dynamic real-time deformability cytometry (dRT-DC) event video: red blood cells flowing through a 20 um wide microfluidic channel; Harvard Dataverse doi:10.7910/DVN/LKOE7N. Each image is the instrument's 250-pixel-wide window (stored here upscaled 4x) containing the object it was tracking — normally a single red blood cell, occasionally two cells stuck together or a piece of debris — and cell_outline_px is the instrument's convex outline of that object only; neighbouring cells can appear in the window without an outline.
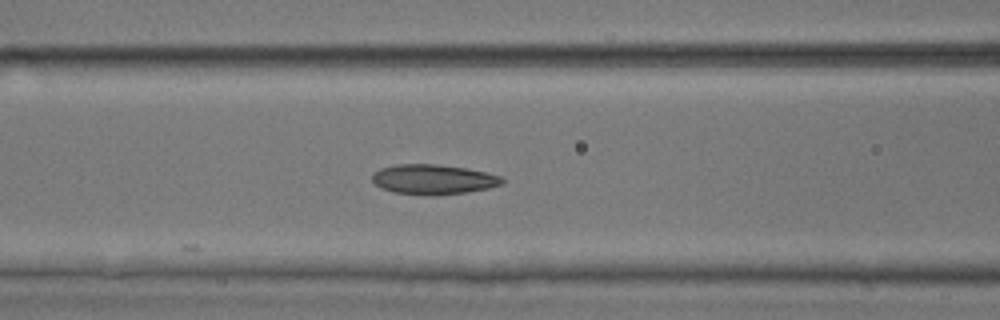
{"species": "common noctule bat (a hibernating species)", "species_latin": "Nyctalus noctula", "temperature_condition": "room temperature", "stored_images_in_passage": 33, "camera_frame_rate_fps": 3000, "um_per_image_px": 0.085, "animal": {"sex": "male", "body_mass_g": 17.9, "forearm_length_mm": 54.2}, "frame": {"image": 1, "passage_image": 22, "time_ms": 7.0, "image_size_px": [1000, 320], "cell_outline_px": [[504, 184], [488, 188], [468, 192], [436, 196], [428, 196], [392, 192], [380, 188], [372, 180], [372, 172], [380, 168], [396, 164], [436, 164], [464, 168], [484, 172], [500, 176], [504, 180]], "centroid_in_image_um": [36.79, 15.26], "position_along_channel_um": 129.8, "area_um2": 22.89}}
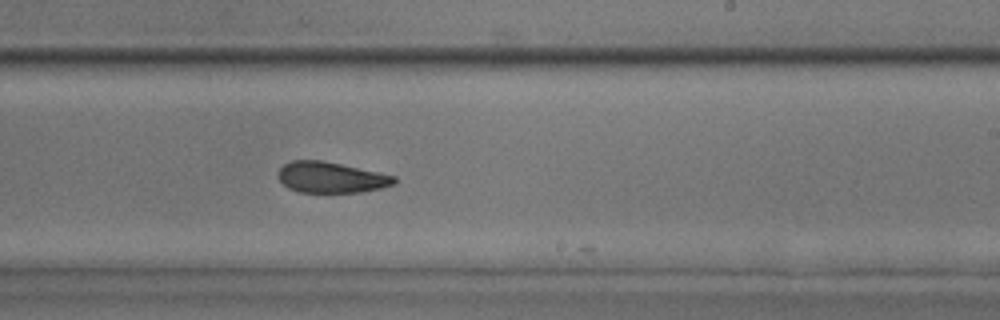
{"frame": {"image": 2, "passage_image": 32, "time_ms": 10.333, "image_size_px": [1000, 320], "cell_outline_px": [[396, 184], [380, 188], [360, 192], [300, 192], [288, 188], [276, 176], [276, 172], [284, 164], [292, 160], [320, 160], [340, 164], [396, 176]], "centroid_in_image_um": [28.1, 15.08], "position_along_channel_um": 260.9, "area_um2": 20.81}}